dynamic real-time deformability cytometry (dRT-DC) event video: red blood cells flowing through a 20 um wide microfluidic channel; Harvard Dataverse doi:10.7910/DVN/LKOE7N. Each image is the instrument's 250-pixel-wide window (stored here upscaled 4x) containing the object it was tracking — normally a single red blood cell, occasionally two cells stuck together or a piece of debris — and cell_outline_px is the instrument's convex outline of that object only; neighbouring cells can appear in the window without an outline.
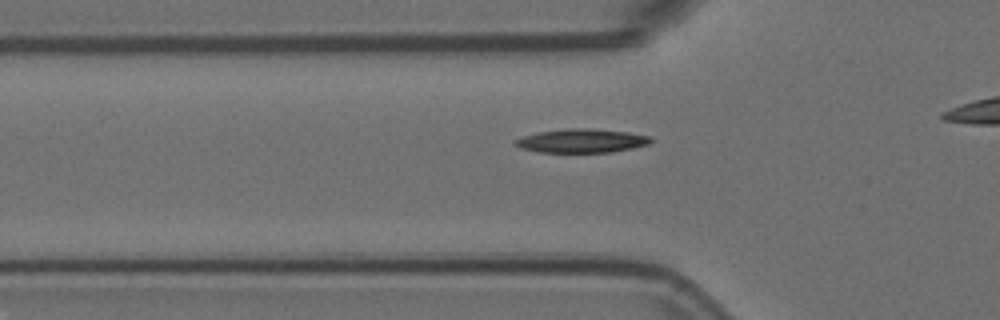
{"species": "Egyptian fruit bat (a non-hibernating species)", "species_latin": "Rousettus aegyptiacus", "temperature_condition": "room temperature", "stored_images_in_passage": 37, "camera_frame_rate_fps": 3000, "um_per_image_px": 0.085, "animal": {"sex": "female"}, "frame": {"image": 1, "passage_image": 10, "time_ms": 3.0, "image_size_px": [1000, 320], "cell_outline_px": [[652, 140], [648, 144], [632, 148], [612, 152], [540, 152], [520, 148], [512, 144], [512, 140], [524, 136], [540, 132], [568, 128], [588, 128], [628, 132], [652, 136]], "centroid_in_image_um": [49.42, 11.97], "position_along_channel_um": 76.4, "area_um2": 18.79}}
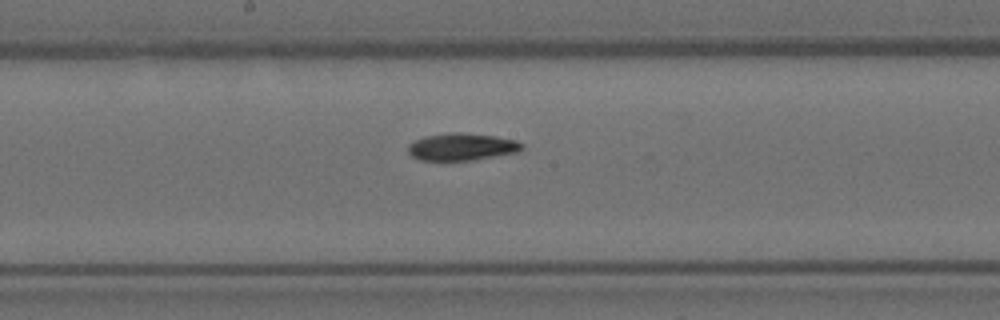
{"frame": {"image": 2, "passage_image": 21, "time_ms": 6.667, "image_size_px": [1000, 320], "cell_outline_px": [[524, 148], [520, 152], [472, 160], [420, 160], [412, 156], [408, 152], [408, 144], [424, 136], [452, 132], [460, 132], [496, 136], [516, 140], [524, 144]], "centroid_in_image_um": [39.29, 12.47], "position_along_channel_um": 208.9, "area_um2": 18.21}}
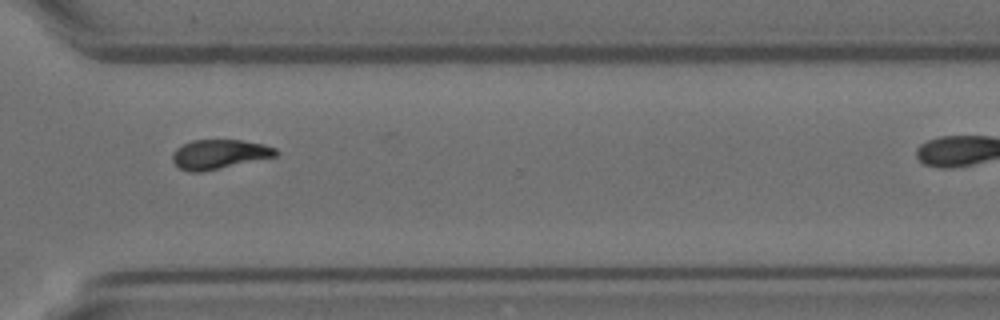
{"frame": {"image": 3, "passage_image": 33, "time_ms": 10.667, "image_size_px": [1000, 320], "cell_outline_px": [[280, 152], [276, 156], [220, 168], [200, 172], [188, 172], [180, 168], [172, 160], [172, 152], [176, 148], [192, 140], [240, 140], [264, 144], [276, 148]], "centroid_in_image_um": [18.63, 13.1], "position_along_channel_um": 352.0, "area_um2": 17.63}}